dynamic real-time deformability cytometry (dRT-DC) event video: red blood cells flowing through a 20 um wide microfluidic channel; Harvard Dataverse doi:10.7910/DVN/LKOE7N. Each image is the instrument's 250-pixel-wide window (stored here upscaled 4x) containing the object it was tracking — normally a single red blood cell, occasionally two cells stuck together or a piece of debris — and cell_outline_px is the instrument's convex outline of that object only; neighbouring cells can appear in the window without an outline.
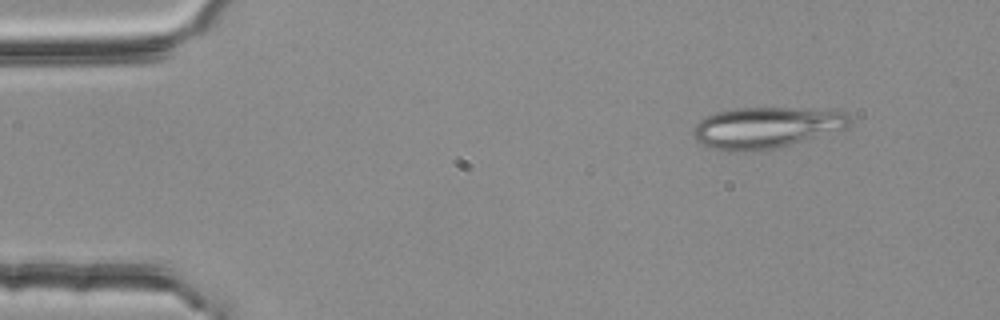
{"species": "common noctule bat (a hibernating species)", "species_latin": "Nyctalus noctula", "temperature_condition": "room temperature", "stored_images_in_passage": 3, "camera_frame_rate_fps": 3000, "um_per_image_px": 0.085, "animal": {"sex": "female", "body_mass_g": 25.1}, "frame": {"image": 1, "passage_image": 3, "time_ms": 0.667, "image_size_px": [1000, 320], "cell_outline_px": [[852, 120], [848, 128], [776, 148], [748, 152], [724, 152], [708, 148], [696, 140], [692, 136], [692, 128], [704, 116], [716, 112], [732, 108], [836, 108], [844, 112]], "centroid_in_image_um": [65.12, 10.84], "position_along_channel_um": 19.9, "area_um2": 38.49}}